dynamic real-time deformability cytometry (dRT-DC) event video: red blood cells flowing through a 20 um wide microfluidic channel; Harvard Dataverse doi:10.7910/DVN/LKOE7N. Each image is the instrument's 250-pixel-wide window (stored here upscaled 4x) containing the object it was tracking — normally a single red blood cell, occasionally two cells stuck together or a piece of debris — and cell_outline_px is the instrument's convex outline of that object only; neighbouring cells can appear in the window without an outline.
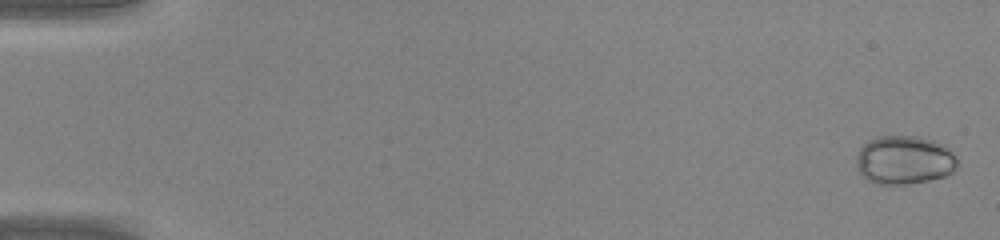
{"species": "common noctule bat (a hibernating species)", "species_latin": "Nyctalus noctula", "temperature_condition": "warm", "stored_images_in_passage": 46, "camera_frame_rate_fps": 3000, "um_per_image_px": 0.085, "animal": {"sex": "male", "body_mass_g": 20.0, "forearm_length_mm": 53.3}, "frame": {"image": 1, "passage_image": 2, "time_ms": 0.333, "image_size_px": [1000, 240], "cell_outline_px": [[956, 164], [952, 172], [944, 176], [928, 180], [908, 184], [876, 184], [868, 180], [856, 168], [856, 160], [860, 148], [868, 140], [880, 136], [916, 136], [932, 140], [944, 144], [956, 156]], "centroid_in_image_um": [76.85, 13.6], "position_along_channel_um": 8.2, "area_um2": 28.55}}
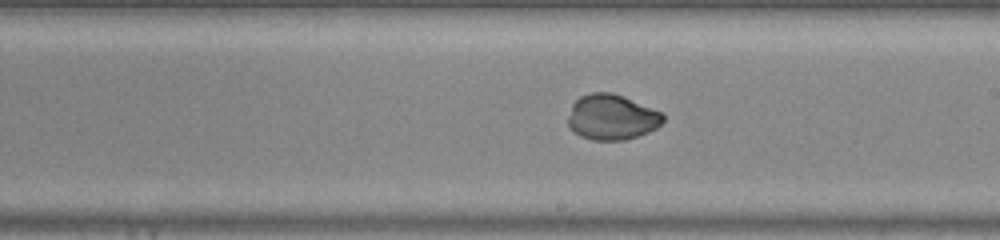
{"frame": {"image": 2, "passage_image": 28, "time_ms": 9.0, "image_size_px": [1000, 240], "cell_outline_px": [[664, 120], [656, 128], [648, 132], [624, 140], [592, 140], [580, 136], [572, 132], [568, 128], [568, 116], [572, 104], [580, 96], [592, 92], [612, 92], [624, 96], [664, 112]], "centroid_in_image_um": [51.99, 9.95], "position_along_channel_um": 237.0, "area_um2": 25.49}}
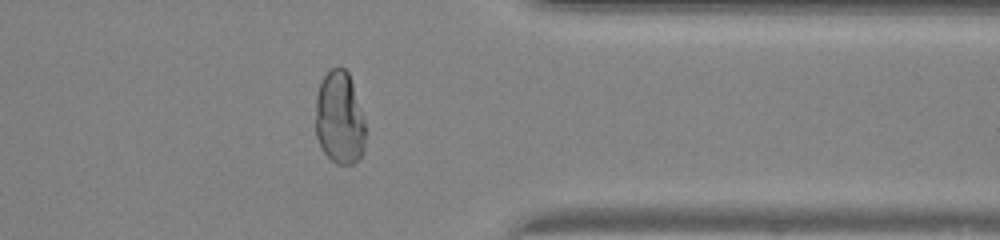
{"frame": {"image": 3, "passage_image": 38, "time_ms": 12.333, "image_size_px": [1000, 240], "cell_outline_px": [[368, 132], [364, 152], [352, 164], [336, 164], [320, 148], [316, 136], [316, 96], [320, 84], [324, 76], [332, 68], [344, 68], [348, 72], [364, 116]], "centroid_in_image_um": [28.9, 10.08], "position_along_channel_um": 382.5, "area_um2": 27.46}}